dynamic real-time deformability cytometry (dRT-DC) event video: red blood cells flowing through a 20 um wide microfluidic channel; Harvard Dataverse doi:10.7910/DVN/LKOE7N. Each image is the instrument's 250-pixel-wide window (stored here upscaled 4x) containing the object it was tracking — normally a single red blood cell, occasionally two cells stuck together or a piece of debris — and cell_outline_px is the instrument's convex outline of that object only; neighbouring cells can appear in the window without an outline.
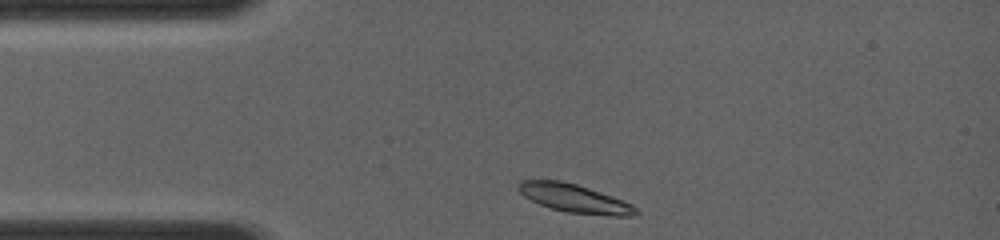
{"species": "common noctule bat (a hibernating species)", "species_latin": "Nyctalus noctula", "temperature_condition": "room temperature", "stored_images_in_passage": 12, "camera_frame_rate_fps": 4000, "um_per_image_px": 0.085, "animal": {"sex": "female", "body_mass_g": 19.0, "forearm_length_mm": 56.7}, "frame": {"image": 1, "passage_image": 1, "time_ms": 0.0, "image_size_px": [1000, 240], "cell_outline_px": [[636, 212], [628, 216], [612, 216], [568, 212], [552, 208], [540, 204], [524, 196], [520, 192], [520, 184], [524, 180], [560, 180], [576, 184], [620, 200], [636, 208]], "centroid_in_image_um": [48.78, 16.86], "position_along_channel_um": 36.2, "area_um2": 18.5}}
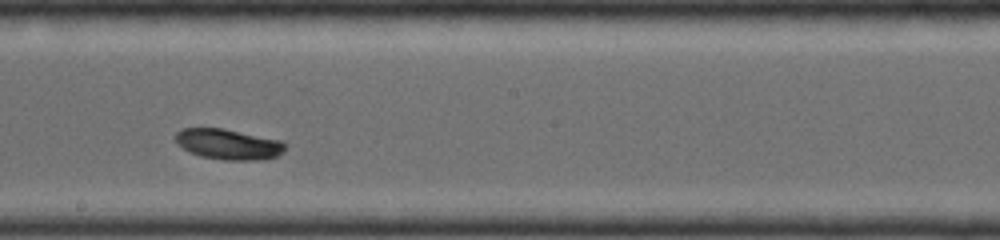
{"frame": {"image": 2, "passage_image": 7, "time_ms": 5.0, "image_size_px": [1000, 240], "cell_outline_px": [[284, 148], [276, 156], [264, 160], [224, 160], [200, 156], [184, 148], [176, 140], [176, 132], [184, 128], [220, 128], [280, 140], [284, 144]], "centroid_in_image_um": [19.4, 12.26], "position_along_channel_um": 228.8, "area_um2": 19.02}}
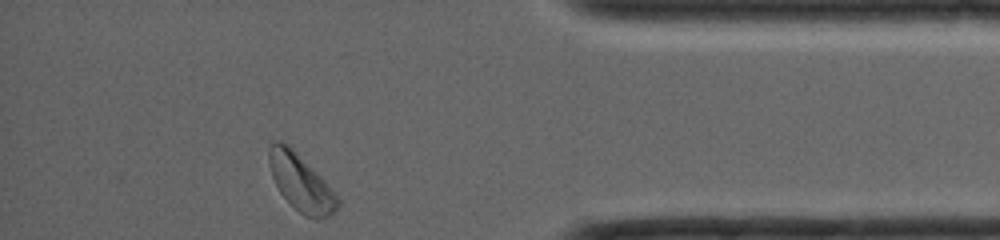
{"frame": {"image": 3, "passage_image": 12, "time_ms": 9.5, "image_size_px": [1000, 240], "cell_outline_px": [[340, 204], [336, 212], [328, 216], [316, 220], [304, 216], [280, 192], [272, 176], [268, 160], [268, 148], [276, 140], [280, 140], [288, 144], [292, 148], [340, 200]], "centroid_in_image_um": [25.55, 15.55], "position_along_channel_um": 409.7, "area_um2": 21.91}}